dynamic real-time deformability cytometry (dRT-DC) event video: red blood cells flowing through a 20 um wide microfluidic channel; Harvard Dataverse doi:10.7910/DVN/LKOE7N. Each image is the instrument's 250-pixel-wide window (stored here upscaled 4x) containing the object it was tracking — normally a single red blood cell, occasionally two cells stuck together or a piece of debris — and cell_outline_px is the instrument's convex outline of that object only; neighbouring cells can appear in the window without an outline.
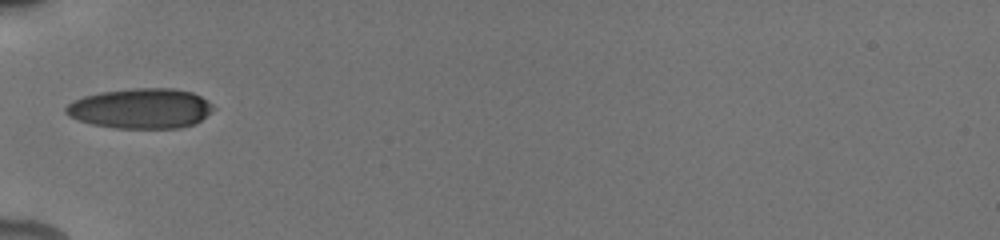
{"species": "human", "species_latin": "Homo sapiens", "temperature_condition": "cold", "stored_images_in_passage": 2, "camera_frame_rate_fps": 3000, "um_per_image_px": 0.085, "donor": {"sex": "male"}, "frame": {"image": 1, "passage_image": 1, "time_ms": 0.0, "image_size_px": [1000, 240], "cell_outline_px": [[216, 108], [196, 124], [180, 128], [116, 128], [92, 124], [68, 116], [64, 112], [64, 108], [72, 100], [84, 96], [100, 92], [132, 88], [176, 88], [192, 92], [208, 100]], "centroid_in_image_um": [11.98, 9.21], "position_along_channel_um": 73.0, "area_um2": 34.8}}